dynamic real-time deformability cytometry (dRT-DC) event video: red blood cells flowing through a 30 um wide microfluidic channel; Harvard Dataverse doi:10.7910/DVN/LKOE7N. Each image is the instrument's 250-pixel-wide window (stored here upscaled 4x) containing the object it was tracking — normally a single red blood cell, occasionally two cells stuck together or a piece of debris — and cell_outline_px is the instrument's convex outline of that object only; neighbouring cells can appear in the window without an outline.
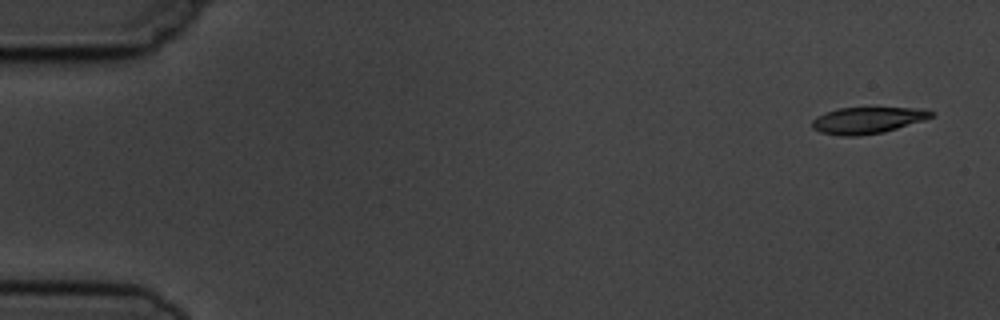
{"species": "common noctule bat (a hibernating species)", "species_latin": "Nyctalus noctula", "temperature_condition": "cold", "stored_images_in_passage": 4, "camera_frame_rate_fps": 3000, "um_per_image_px": 0.085, "animal": {"sex": "male", "body_mass_g": 19.5, "forearm_length_mm": 54.6}, "frame": {"image": 1, "passage_image": 1, "time_ms": 0.0, "image_size_px": [1000, 320], "cell_outline_px": [[936, 112], [932, 116], [924, 120], [884, 132], [860, 136], [840, 136], [820, 132], [812, 128], [812, 120], [816, 116], [824, 112], [840, 108], [928, 108]], "centroid_in_image_um": [73.74, 10.22], "position_along_channel_um": 11.3, "area_um2": 18.55}}
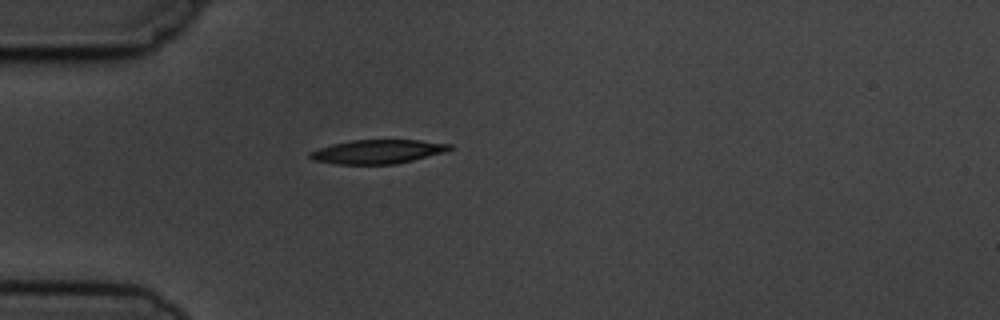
{"frame": {"image": 2, "passage_image": 4, "time_ms": 4.333, "image_size_px": [1000, 320], "cell_outline_px": [[456, 148], [444, 152], [396, 164], [336, 164], [312, 160], [308, 156], [308, 152], [332, 144], [352, 140], [420, 140], [452, 144]], "centroid_in_image_um": [32.11, 12.89], "position_along_channel_um": 52.9, "area_um2": 19.54}}